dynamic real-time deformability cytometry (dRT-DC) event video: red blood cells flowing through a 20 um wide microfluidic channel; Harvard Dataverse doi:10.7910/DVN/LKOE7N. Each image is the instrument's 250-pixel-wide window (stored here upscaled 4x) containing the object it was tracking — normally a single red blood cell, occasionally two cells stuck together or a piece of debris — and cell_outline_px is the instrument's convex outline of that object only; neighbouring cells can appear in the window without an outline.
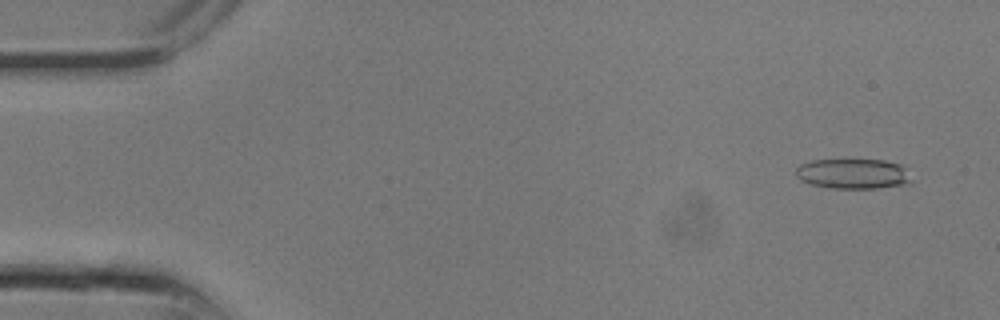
{"species": "common noctule bat (a hibernating species)", "species_latin": "Nyctalus noctula", "temperature_condition": "room temperature", "stored_images_in_passage": 9, "camera_frame_rate_fps": 3000, "um_per_image_px": 0.085, "animal": {"sex": "male", "body_mass_g": 13.3}, "frame": {"image": 1, "passage_image": 2, "time_ms": 0.333, "image_size_px": [1000, 320], "cell_outline_px": [[912, 180], [908, 184], [876, 188], [828, 188], [812, 184], [800, 180], [796, 176], [796, 168], [800, 164], [812, 160], [884, 160], [900, 164], [904, 168]], "centroid_in_image_um": [72.49, 14.77], "position_along_channel_um": 12.5, "area_um2": 20.23}}
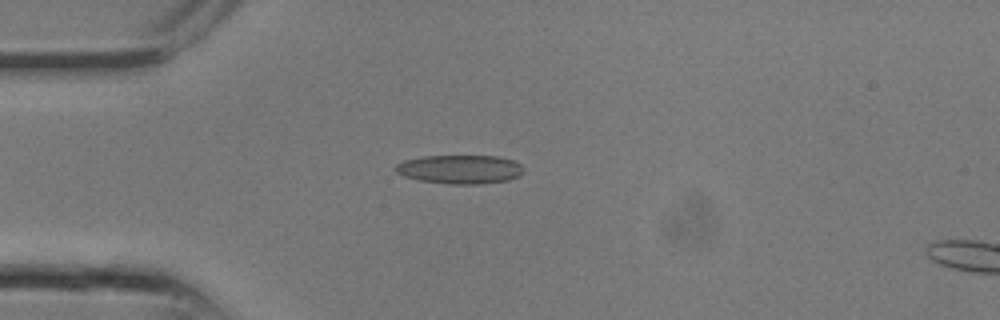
{"frame": {"image": 2, "passage_image": 7, "time_ms": 2.0, "image_size_px": [1000, 320], "cell_outline_px": [[524, 172], [520, 176], [508, 180], [476, 184], [448, 184], [420, 180], [404, 176], [396, 172], [392, 168], [396, 164], [404, 160], [424, 156], [500, 156], [512, 160], [520, 164], [524, 168]], "centroid_in_image_um": [39.1, 14.39], "position_along_channel_um": 45.9, "area_um2": 21.62}}